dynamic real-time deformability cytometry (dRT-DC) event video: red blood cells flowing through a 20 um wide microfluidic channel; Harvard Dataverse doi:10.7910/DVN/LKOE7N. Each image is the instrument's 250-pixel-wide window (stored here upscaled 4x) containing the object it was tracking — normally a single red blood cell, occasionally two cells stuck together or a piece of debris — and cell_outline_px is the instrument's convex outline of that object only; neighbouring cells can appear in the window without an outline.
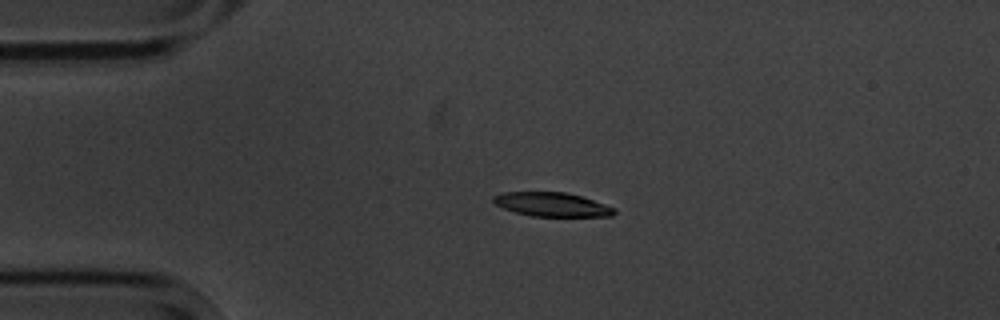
{"species": "common noctule bat (a hibernating species)", "species_latin": "Nyctalus noctula", "temperature_condition": "cold", "stored_images_in_passage": 5, "camera_frame_rate_fps": 3000, "um_per_image_px": 0.085, "animal": {"sex": "male", "body_mass_g": 20.1, "forearm_length_mm": 53.5}, "frame": {"image": 1, "passage_image": 4, "time_ms": 3.667, "image_size_px": [1000, 320], "cell_outline_px": [[616, 212], [612, 216], [528, 216], [504, 208], [496, 204], [492, 200], [492, 196], [504, 192], [568, 192], [616, 208]], "centroid_in_image_um": [46.91, 17.38], "position_along_channel_um": 38.1, "area_um2": 16.82}}